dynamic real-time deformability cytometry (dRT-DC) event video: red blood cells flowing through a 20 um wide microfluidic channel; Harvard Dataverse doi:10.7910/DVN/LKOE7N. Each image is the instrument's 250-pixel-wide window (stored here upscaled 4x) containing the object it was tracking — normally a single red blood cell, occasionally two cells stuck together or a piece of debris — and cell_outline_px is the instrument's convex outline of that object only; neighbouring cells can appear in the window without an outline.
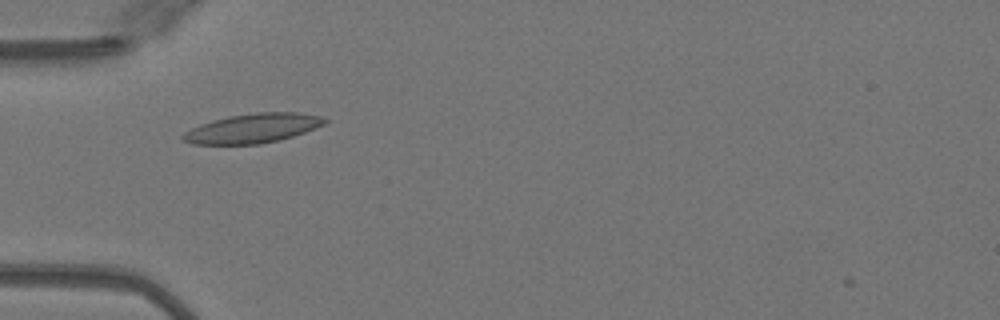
{"species": "Egyptian fruit bat (a non-hibernating species)", "species_latin": "Rousettus aegyptiacus", "temperature_condition": "warm", "stored_images_in_passage": 35, "camera_frame_rate_fps": 3000, "um_per_image_px": 0.085, "animal": {"sex": "female"}, "frame": {"image": 1, "passage_image": 1, "time_ms": 0.0, "image_size_px": [1000, 320], "cell_outline_px": [[328, 120], [324, 124], [316, 128], [280, 140], [260, 144], [192, 144], [184, 140], [180, 136], [184, 132], [200, 124], [212, 120], [228, 116], [256, 112], [300, 112], [320, 116]], "centroid_in_image_um": [21.48, 10.9], "position_along_channel_um": 63.5, "area_um2": 24.28}}
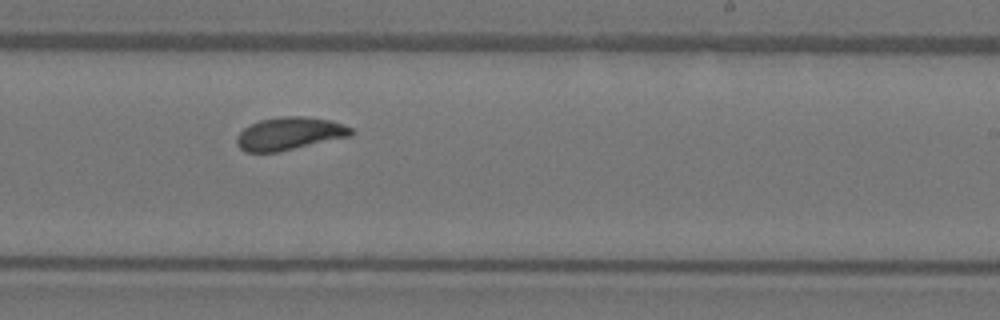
{"frame": {"image": 2, "passage_image": 16, "time_ms": 5.0, "image_size_px": [1000, 320], "cell_outline_px": [[352, 136], [276, 152], [244, 152], [236, 144], [236, 136], [244, 128], [260, 120], [280, 116], [304, 116], [332, 120], [352, 128]], "centroid_in_image_um": [24.6, 11.35], "position_along_channel_um": 264.4, "area_um2": 21.85}}
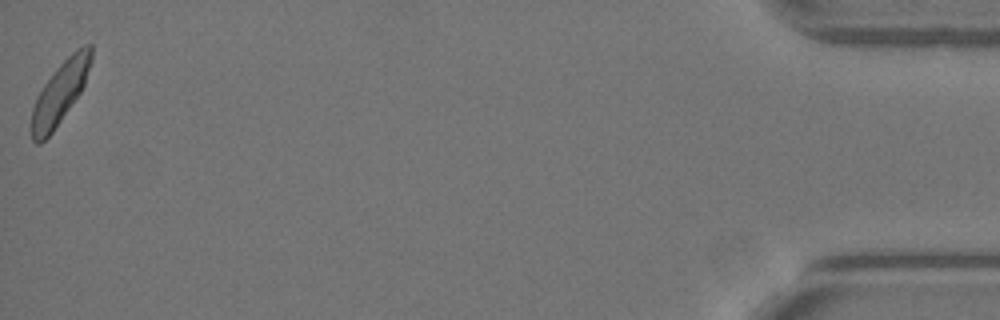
{"frame": {"image": 3, "passage_image": 35, "time_ms": 11.333, "image_size_px": [1000, 320], "cell_outline_px": [[92, 60], [84, 84], [80, 92], [52, 132], [40, 144], [36, 144], [32, 140], [32, 108], [36, 96], [44, 84], [56, 68], [76, 48], [84, 44], [92, 44]], "centroid_in_image_um": [5.1, 7.85], "position_along_channel_um": 430.1, "area_um2": 21.27}, "authors_computed_cell_mechanics": {"area_um2": 21.6172, "velocity_mm_per_s": 4.0657, "shape_relaxation_time_tau1_ms": 2.9958, "shape_relaxation_time_tau2_ms": 1.537, "deformation_change_tau1": 0.1218, "deformation_change_tau2": 0.0484}}